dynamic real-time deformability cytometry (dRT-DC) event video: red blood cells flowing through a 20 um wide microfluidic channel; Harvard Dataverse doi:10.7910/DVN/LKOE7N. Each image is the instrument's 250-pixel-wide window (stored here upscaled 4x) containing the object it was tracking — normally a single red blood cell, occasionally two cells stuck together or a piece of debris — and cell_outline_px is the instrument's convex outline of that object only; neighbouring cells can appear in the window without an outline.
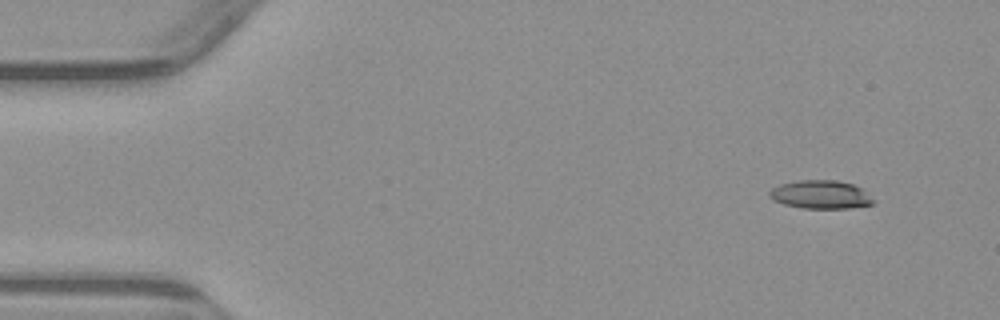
{"species": "common noctule bat (a hibernating species)", "species_latin": "Nyctalus noctula", "temperature_condition": "warm", "stored_images_in_passage": 4, "camera_frame_rate_fps": 3000, "um_per_image_px": 0.085, "animal": {"sex": "male", "body_mass_g": 23.1, "forearm_length_mm": 52.7}, "frame": {"image": 1, "passage_image": 1, "time_ms": 0.0, "image_size_px": [1000, 320], "cell_outline_px": [[876, 200], [872, 204], [848, 208], [804, 208], [784, 204], [772, 200], [768, 196], [768, 192], [772, 188], [780, 184], [796, 180], [836, 180], [852, 184], [860, 188]], "centroid_in_image_um": [69.72, 16.53], "position_along_channel_um": 15.3, "area_um2": 17.17}}
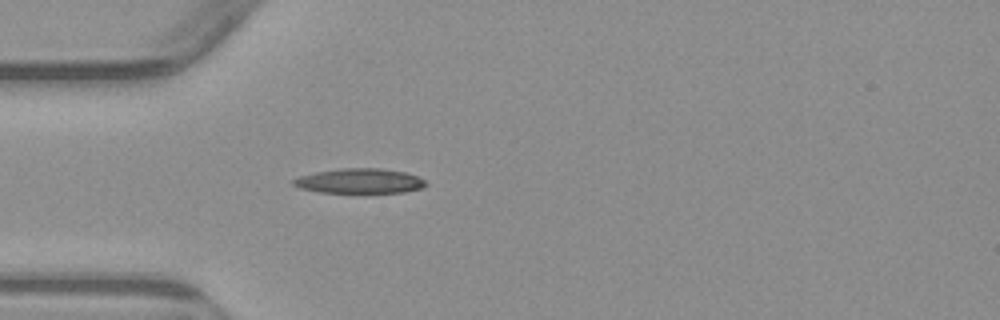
{"frame": {"image": 2, "passage_image": 4, "time_ms": 3.667, "image_size_px": [1000, 320], "cell_outline_px": [[428, 184], [420, 188], [404, 192], [320, 192], [300, 188], [292, 184], [292, 180], [300, 176], [316, 172], [340, 168], [384, 168], [404, 172], [416, 176], [424, 180]], "centroid_in_image_um": [30.56, 15.37], "position_along_channel_um": 54.4, "area_um2": 18.96}}